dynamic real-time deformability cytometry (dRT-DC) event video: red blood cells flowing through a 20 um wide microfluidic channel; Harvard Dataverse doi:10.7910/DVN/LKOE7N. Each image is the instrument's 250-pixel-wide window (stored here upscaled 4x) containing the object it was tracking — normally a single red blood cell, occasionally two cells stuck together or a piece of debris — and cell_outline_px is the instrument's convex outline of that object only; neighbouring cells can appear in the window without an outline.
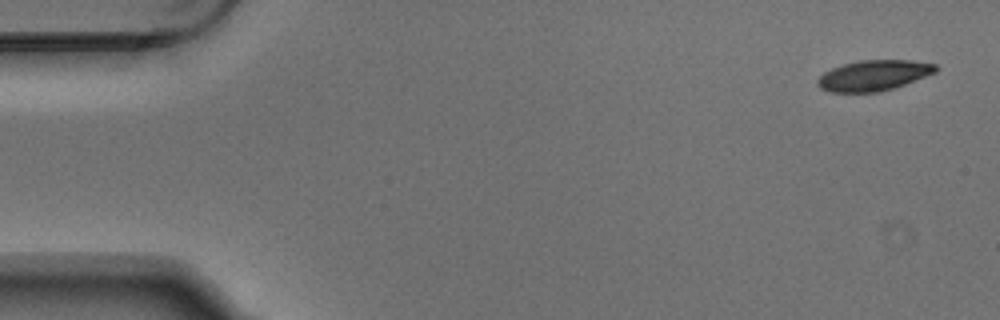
{"species": "Egyptian fruit bat (a non-hibernating species)", "species_latin": "Rousettus aegyptiacus", "temperature_condition": "warm", "stored_images_in_passage": 5, "camera_frame_rate_fps": 3000, "um_per_image_px": 0.085, "animal": {"sex": "male"}, "frame": {"image": 1, "passage_image": 1, "time_ms": 0.0, "image_size_px": [1000, 320], "cell_outline_px": [[940, 68], [936, 72], [904, 84], [880, 92], [832, 92], [820, 88], [816, 84], [816, 80], [824, 72], [832, 68], [844, 64], [860, 60], [912, 60], [936, 64]], "centroid_in_image_um": [74.26, 6.4], "position_along_channel_um": 10.7, "area_um2": 20.98}}